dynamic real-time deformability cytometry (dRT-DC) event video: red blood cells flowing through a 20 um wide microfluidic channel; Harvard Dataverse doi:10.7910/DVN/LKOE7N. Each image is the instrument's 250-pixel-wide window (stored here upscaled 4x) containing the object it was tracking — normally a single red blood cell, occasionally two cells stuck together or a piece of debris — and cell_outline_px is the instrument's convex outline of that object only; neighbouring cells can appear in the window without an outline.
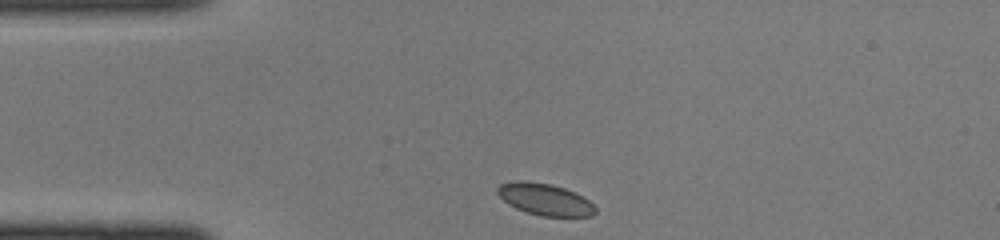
{"species": "common noctule bat (a hibernating species)", "species_latin": "Nyctalus noctula", "temperature_condition": "cold", "stored_images_in_passage": 36, "camera_frame_rate_fps": 3000, "um_per_image_px": 0.085, "animal": {"sex": "female", "body_mass_g": 22.0, "forearm_length_mm": 56.7}, "frame": {"image": 1, "passage_image": 1, "time_ms": 0.0, "image_size_px": [1000, 240], "cell_outline_px": [[596, 212], [592, 216], [540, 216], [516, 208], [508, 204], [496, 192], [496, 188], [500, 184], [516, 180], [520, 180], [548, 184], [564, 188], [588, 200], [596, 208]], "centroid_in_image_um": [46.29, 16.95], "position_along_channel_um": 38.7, "area_um2": 17.8}}
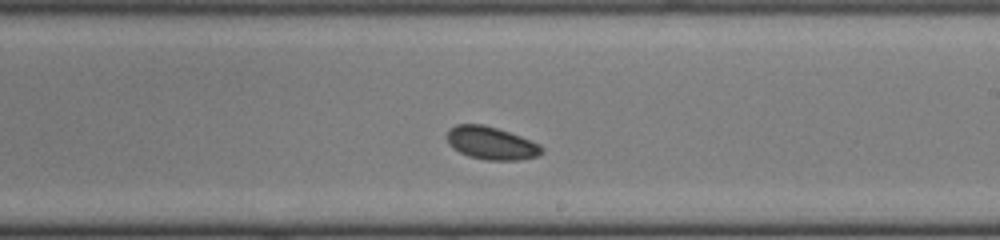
{"frame": {"image": 2, "passage_image": 17, "time_ms": 5.333, "image_size_px": [1000, 240], "cell_outline_px": [[544, 152], [540, 156], [520, 160], [484, 160], [468, 156], [452, 148], [448, 144], [448, 132], [456, 124], [484, 124], [520, 136], [540, 144], [544, 148]], "centroid_in_image_um": [41.79, 12.18], "position_along_channel_um": 247.2, "area_um2": 18.21}}
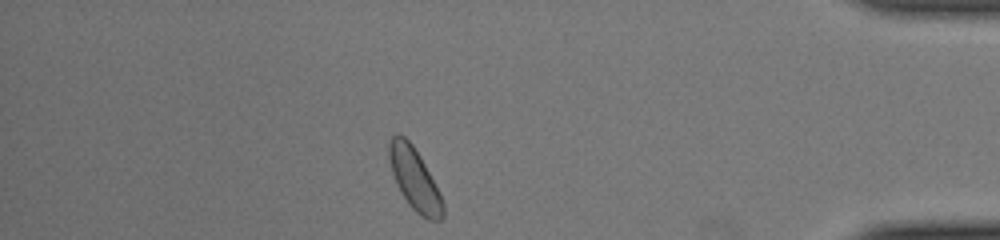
{"frame": {"image": 3, "passage_image": 30, "time_ms": 9.667, "image_size_px": [1000, 240], "cell_outline_px": [[444, 216], [440, 220], [428, 220], [420, 216], [408, 204], [400, 192], [396, 184], [388, 160], [388, 144], [392, 136], [396, 132], [404, 136], [412, 144], [424, 164], [444, 204]], "centroid_in_image_um": [35.19, 15.22], "position_along_channel_um": 400.0, "area_um2": 19.31}}